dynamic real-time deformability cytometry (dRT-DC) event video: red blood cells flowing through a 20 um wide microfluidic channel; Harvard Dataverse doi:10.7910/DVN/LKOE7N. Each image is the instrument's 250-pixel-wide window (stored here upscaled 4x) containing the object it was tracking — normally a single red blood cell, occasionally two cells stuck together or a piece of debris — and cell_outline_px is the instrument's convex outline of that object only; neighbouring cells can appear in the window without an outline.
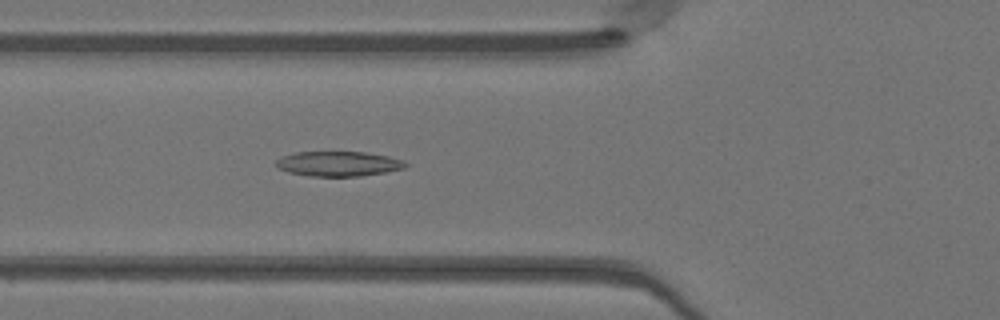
{"species": "Egyptian fruit bat (a non-hibernating species)", "species_latin": "Rousettus aegyptiacus", "temperature_condition": "warm", "stored_images_in_passage": 34, "camera_frame_rate_fps": 3000, "um_per_image_px": 0.085, "animal": {"sex": "female"}, "frame": {"image": 1, "passage_image": 3, "time_ms": 0.667, "image_size_px": [1000, 320], "cell_outline_px": [[408, 164], [404, 168], [384, 172], [360, 176], [308, 176], [288, 172], [276, 168], [276, 160], [284, 156], [296, 152], [364, 152], [388, 156], [400, 160]], "centroid_in_image_um": [28.72, 13.92], "position_along_channel_um": 97.1, "area_um2": 18.61}}
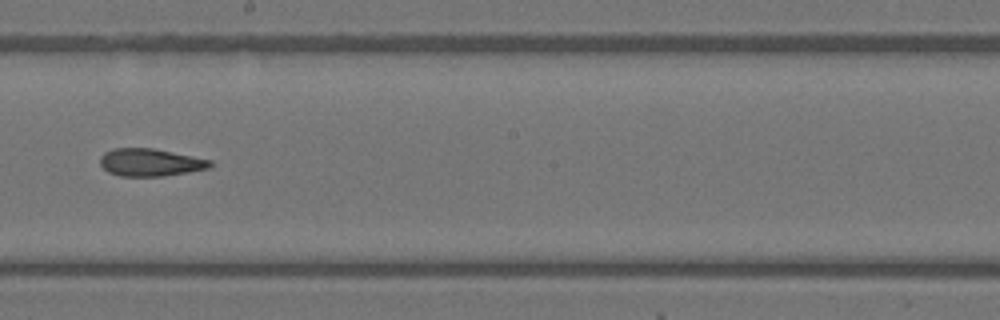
{"frame": {"image": 2, "passage_image": 13, "time_ms": 4.0, "image_size_px": [1000, 320], "cell_outline_px": [[212, 164], [208, 168], [188, 172], [164, 176], [120, 176], [108, 172], [100, 164], [100, 156], [104, 152], [112, 148], [152, 148], [212, 160]], "centroid_in_image_um": [12.74, 13.8], "position_along_channel_um": 235.5, "area_um2": 17.63}}
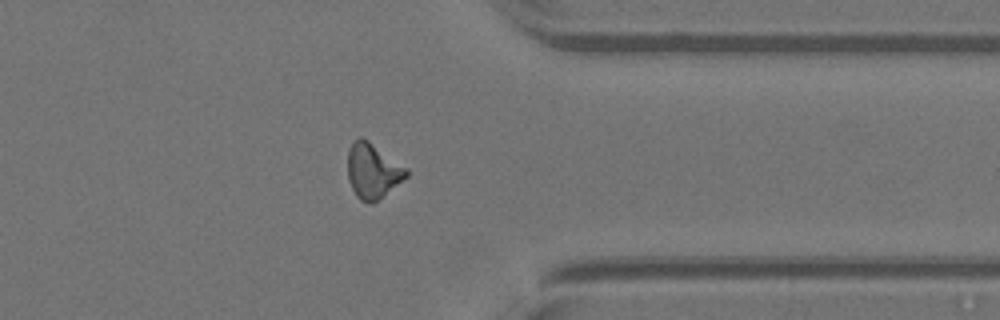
{"frame": {"image": 3, "passage_image": 24, "time_ms": 7.667, "image_size_px": [1000, 320], "cell_outline_px": [[408, 176], [372, 204], [368, 204], [360, 200], [356, 196], [348, 180], [348, 148], [360, 136], [368, 140], [404, 168], [408, 172]], "centroid_in_image_um": [31.63, 14.55], "position_along_channel_um": 379.8, "area_um2": 18.32}, "authors_computed_cell_mechanics": {"area_um2": 17.6868, "velocity_mm_per_s": 4.1412, "shape_relaxation_time_tau1_ms": null, "shape_relaxation_time_tau2_ms": 2.7627, "deformation_change_tau1": null, "deformation_change_tau2": 0.1163}}